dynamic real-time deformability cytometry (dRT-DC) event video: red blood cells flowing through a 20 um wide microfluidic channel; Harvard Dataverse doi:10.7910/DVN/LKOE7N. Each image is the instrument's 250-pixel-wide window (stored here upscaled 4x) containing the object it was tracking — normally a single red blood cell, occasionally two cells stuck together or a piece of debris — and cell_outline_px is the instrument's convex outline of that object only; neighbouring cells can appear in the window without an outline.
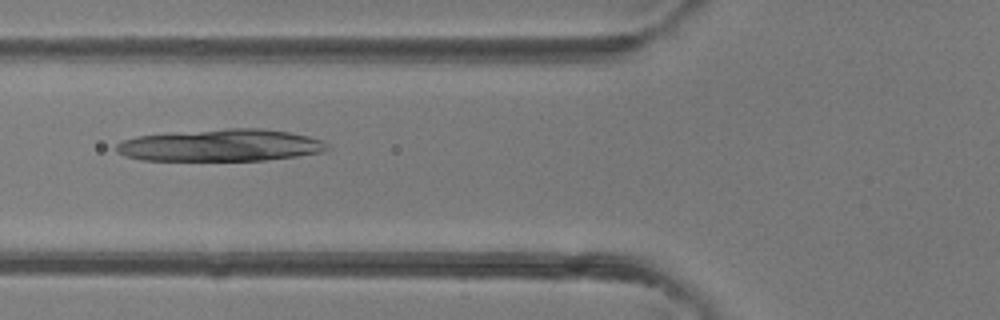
{"species": "common noctule bat (a hibernating species)", "species_latin": "Nyctalus noctula", "temperature_condition": "room temperature", "stored_images_in_passage": 2, "camera_frame_rate_fps": 3000, "um_per_image_px": 0.085, "animal": {"sex": "female"}, "frame": {"image": 1, "passage_image": 2, "time_ms": 1.0, "image_size_px": [1000, 320], "cell_outline_px": [[328, 148], [324, 152], [296, 156], [264, 160], [140, 160], [124, 156], [116, 152], [116, 144], [124, 140], [136, 136], [228, 128], [260, 128], [288, 132], [308, 136], [324, 140], [328, 144]], "centroid_in_image_um": [18.78, 12.35], "position_along_channel_um": 107.0, "area_um2": 39.3}}